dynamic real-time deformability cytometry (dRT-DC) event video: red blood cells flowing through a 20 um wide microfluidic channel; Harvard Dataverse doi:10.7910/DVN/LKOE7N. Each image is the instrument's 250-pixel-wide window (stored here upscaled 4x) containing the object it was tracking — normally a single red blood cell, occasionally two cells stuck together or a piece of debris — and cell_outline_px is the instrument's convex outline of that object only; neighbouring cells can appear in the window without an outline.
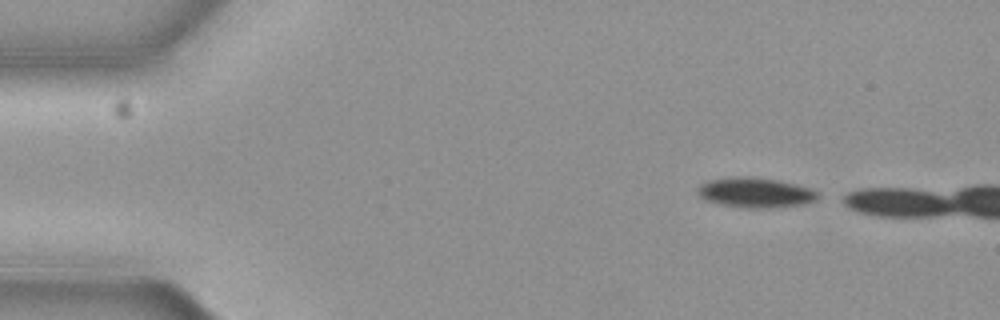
{"species": "common noctule bat (a hibernating species)", "species_latin": "Nyctalus noctula", "temperature_condition": "cold", "stored_images_in_passage": 10, "camera_frame_rate_fps": 3000, "um_per_image_px": 0.085, "animal": {"sex": "female", "body_mass_g": 19.3, "forearm_length_mm": 54.1}, "frame": {"image": 1, "passage_image": 1, "time_ms": 0.0, "image_size_px": [1000, 320], "cell_outline_px": [[820, 196], [816, 200], [804, 204], [768, 208], [748, 208], [720, 204], [704, 200], [696, 192], [696, 188], [700, 184], [708, 180], [728, 176], [752, 176], [780, 180], [812, 188], [820, 192]], "centroid_in_image_um": [64.21, 16.35], "position_along_channel_um": 20.8, "area_um2": 21.56}}